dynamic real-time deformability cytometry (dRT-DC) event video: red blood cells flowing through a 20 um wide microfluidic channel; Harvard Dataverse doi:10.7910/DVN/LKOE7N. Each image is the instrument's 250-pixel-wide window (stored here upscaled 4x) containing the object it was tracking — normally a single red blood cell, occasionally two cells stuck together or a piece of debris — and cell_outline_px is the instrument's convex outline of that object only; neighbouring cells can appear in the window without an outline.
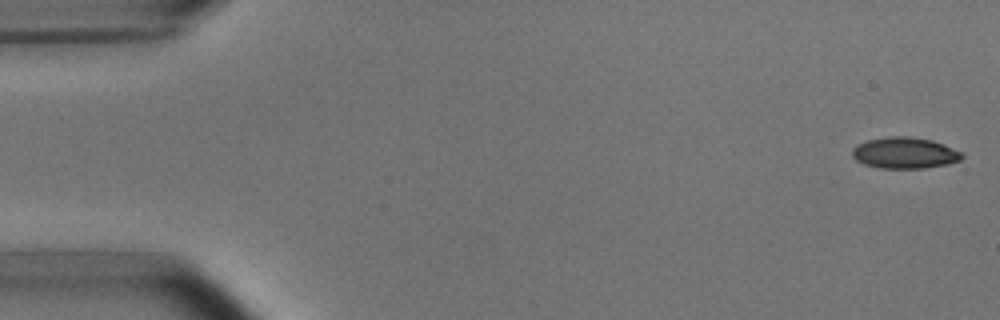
{"species": "common noctule bat (a hibernating species)", "species_latin": "Nyctalus noctula", "temperature_condition": "room temperature", "stored_images_in_passage": 5, "camera_frame_rate_fps": 3000, "um_per_image_px": 0.085, "animal": {"sex": "male", "body_mass_g": 15.6}, "frame": {"image": 1, "passage_image": 1, "time_ms": 0.0, "image_size_px": [1000, 320], "cell_outline_px": [[964, 156], [960, 160], [948, 164], [924, 168], [880, 168], [864, 164], [856, 160], [852, 156], [852, 148], [868, 140], [888, 136], [908, 136], [932, 140], [960, 152]], "centroid_in_image_um": [76.88, 13.0], "position_along_channel_um": 8.1, "area_um2": 19.77}}
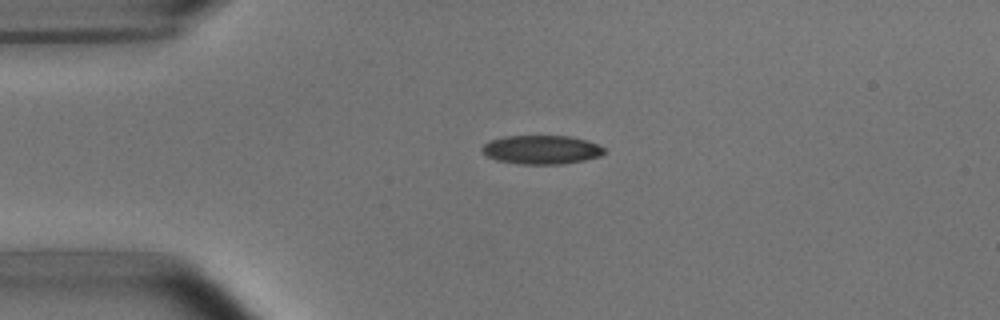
{"frame": {"image": 2, "passage_image": 4, "time_ms": 3.667, "image_size_px": [1000, 320], "cell_outline_px": [[608, 152], [600, 156], [584, 160], [560, 164], [516, 164], [496, 160], [488, 156], [480, 148], [484, 144], [492, 140], [504, 136], [568, 136], [588, 140], [604, 148]], "centroid_in_image_um": [46.04, 12.73], "position_along_channel_um": 39.0, "area_um2": 20.52}}